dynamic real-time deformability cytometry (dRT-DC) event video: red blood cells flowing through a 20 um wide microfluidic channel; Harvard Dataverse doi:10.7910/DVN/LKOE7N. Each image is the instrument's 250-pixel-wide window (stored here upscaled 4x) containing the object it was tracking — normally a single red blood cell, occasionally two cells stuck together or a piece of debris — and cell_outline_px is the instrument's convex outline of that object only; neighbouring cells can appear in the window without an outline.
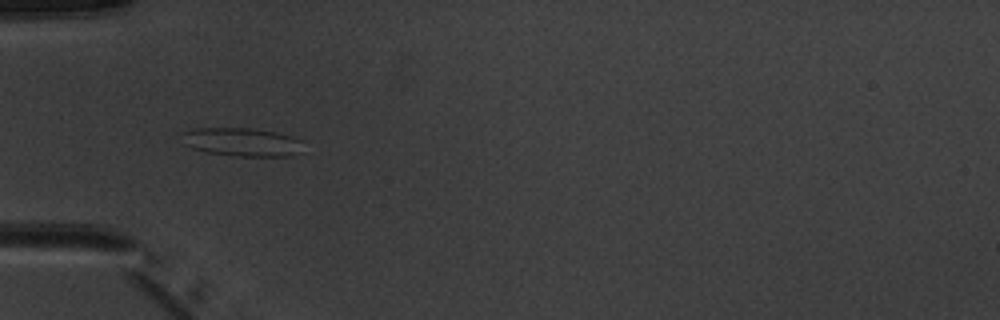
{"species": "common noctule bat (a hibernating species)", "species_latin": "Nyctalus noctula", "temperature_condition": "warm", "stored_images_in_passage": 6, "camera_frame_rate_fps": 3000, "um_per_image_px": 0.085, "animal": {"sex": "male", "body_mass_g": 20.1, "forearm_length_mm": 53.5}, "frame": {"image": 1, "passage_image": 4, "time_ms": 4.333, "image_size_px": [1000, 320], "cell_outline_px": [[304, 152], [292, 156], [236, 156], [204, 152], [192, 148], [184, 144], [184, 132], [196, 128], [248, 128], [276, 132], [292, 136], [304, 140]], "centroid_in_image_um": [20.68, 12.09], "position_along_channel_um": 64.3, "area_um2": 20.4}}
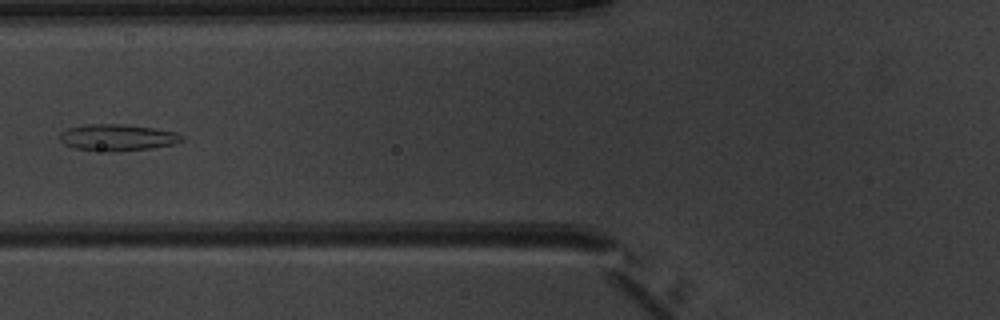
{"frame": {"image": 2, "passage_image": 5, "time_ms": 5.667, "image_size_px": [1000, 320], "cell_outline_px": [[184, 140], [172, 144], [152, 148], [108, 152], [76, 148], [64, 144], [60, 140], [60, 132], [68, 128], [84, 124], [124, 124], [152, 128], [176, 132], [184, 136]], "centroid_in_image_um": [9.97, 11.68], "position_along_channel_um": 115.8, "area_um2": 18.84}}
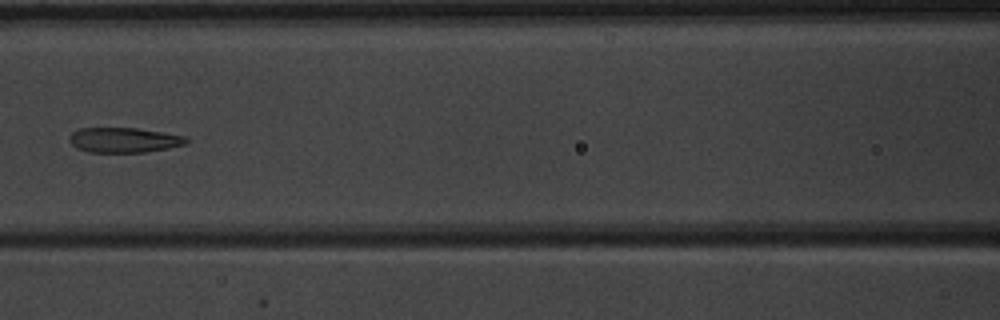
{"frame": {"image": 3, "passage_image": 6, "time_ms": 6.667, "image_size_px": [1000, 320], "cell_outline_px": [[188, 140], [184, 144], [168, 148], [144, 152], [88, 152], [76, 148], [68, 140], [68, 136], [72, 132], [80, 128], [136, 128], [184, 136]], "centroid_in_image_um": [10.46, 11.9], "position_along_channel_um": 156.1, "area_um2": 16.88}}